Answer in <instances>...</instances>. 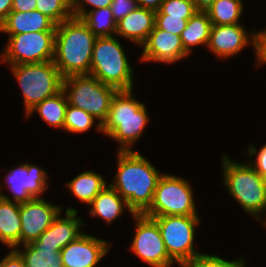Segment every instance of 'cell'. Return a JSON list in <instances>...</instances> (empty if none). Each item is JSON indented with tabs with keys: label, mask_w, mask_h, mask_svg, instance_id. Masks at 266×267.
<instances>
[{
	"label": "cell",
	"mask_w": 266,
	"mask_h": 267,
	"mask_svg": "<svg viewBox=\"0 0 266 267\" xmlns=\"http://www.w3.org/2000/svg\"><path fill=\"white\" fill-rule=\"evenodd\" d=\"M117 175L110 184L126 201L128 211L143 214L151 205L160 174L145 157L136 151L119 150Z\"/></svg>",
	"instance_id": "1"
},
{
	"label": "cell",
	"mask_w": 266,
	"mask_h": 267,
	"mask_svg": "<svg viewBox=\"0 0 266 267\" xmlns=\"http://www.w3.org/2000/svg\"><path fill=\"white\" fill-rule=\"evenodd\" d=\"M96 38L78 17L56 25L53 62L63 78L89 75Z\"/></svg>",
	"instance_id": "2"
},
{
	"label": "cell",
	"mask_w": 266,
	"mask_h": 267,
	"mask_svg": "<svg viewBox=\"0 0 266 267\" xmlns=\"http://www.w3.org/2000/svg\"><path fill=\"white\" fill-rule=\"evenodd\" d=\"M132 90H119L114 95L101 132L118 141V150L130 151L148 123L146 107L132 97Z\"/></svg>",
	"instance_id": "3"
},
{
	"label": "cell",
	"mask_w": 266,
	"mask_h": 267,
	"mask_svg": "<svg viewBox=\"0 0 266 267\" xmlns=\"http://www.w3.org/2000/svg\"><path fill=\"white\" fill-rule=\"evenodd\" d=\"M222 160L224 184L228 192L244 211L260 220V212L266 211V179L253 168L252 164L233 162L226 155Z\"/></svg>",
	"instance_id": "4"
},
{
	"label": "cell",
	"mask_w": 266,
	"mask_h": 267,
	"mask_svg": "<svg viewBox=\"0 0 266 267\" xmlns=\"http://www.w3.org/2000/svg\"><path fill=\"white\" fill-rule=\"evenodd\" d=\"M133 70L118 40L97 37L93 46L89 75L119 90H133Z\"/></svg>",
	"instance_id": "5"
},
{
	"label": "cell",
	"mask_w": 266,
	"mask_h": 267,
	"mask_svg": "<svg viewBox=\"0 0 266 267\" xmlns=\"http://www.w3.org/2000/svg\"><path fill=\"white\" fill-rule=\"evenodd\" d=\"M62 90L69 105L85 110L99 120L96 128L102 131L101 125L107 119L111 101L118 90L91 75H71L63 78Z\"/></svg>",
	"instance_id": "6"
},
{
	"label": "cell",
	"mask_w": 266,
	"mask_h": 267,
	"mask_svg": "<svg viewBox=\"0 0 266 267\" xmlns=\"http://www.w3.org/2000/svg\"><path fill=\"white\" fill-rule=\"evenodd\" d=\"M23 93L26 115L62 90L63 77L53 61L10 65Z\"/></svg>",
	"instance_id": "7"
},
{
	"label": "cell",
	"mask_w": 266,
	"mask_h": 267,
	"mask_svg": "<svg viewBox=\"0 0 266 267\" xmlns=\"http://www.w3.org/2000/svg\"><path fill=\"white\" fill-rule=\"evenodd\" d=\"M193 191L187 180L163 174L154 191L150 207L143 213L148 217L198 216Z\"/></svg>",
	"instance_id": "8"
},
{
	"label": "cell",
	"mask_w": 266,
	"mask_h": 267,
	"mask_svg": "<svg viewBox=\"0 0 266 267\" xmlns=\"http://www.w3.org/2000/svg\"><path fill=\"white\" fill-rule=\"evenodd\" d=\"M161 232L169 257L183 265L200 252L194 249L195 226L199 225L198 216H159L152 217Z\"/></svg>",
	"instance_id": "9"
},
{
	"label": "cell",
	"mask_w": 266,
	"mask_h": 267,
	"mask_svg": "<svg viewBox=\"0 0 266 267\" xmlns=\"http://www.w3.org/2000/svg\"><path fill=\"white\" fill-rule=\"evenodd\" d=\"M56 31L9 35L2 62L11 65L53 61Z\"/></svg>",
	"instance_id": "10"
},
{
	"label": "cell",
	"mask_w": 266,
	"mask_h": 267,
	"mask_svg": "<svg viewBox=\"0 0 266 267\" xmlns=\"http://www.w3.org/2000/svg\"><path fill=\"white\" fill-rule=\"evenodd\" d=\"M136 220V233L131 251L151 267H170L174 261L169 257L160 229L152 217L133 214Z\"/></svg>",
	"instance_id": "11"
},
{
	"label": "cell",
	"mask_w": 266,
	"mask_h": 267,
	"mask_svg": "<svg viewBox=\"0 0 266 267\" xmlns=\"http://www.w3.org/2000/svg\"><path fill=\"white\" fill-rule=\"evenodd\" d=\"M62 208L46 202L41 197H34L20 203L21 244L37 240L61 214Z\"/></svg>",
	"instance_id": "12"
},
{
	"label": "cell",
	"mask_w": 266,
	"mask_h": 267,
	"mask_svg": "<svg viewBox=\"0 0 266 267\" xmlns=\"http://www.w3.org/2000/svg\"><path fill=\"white\" fill-rule=\"evenodd\" d=\"M46 175V171L28 163L9 171L5 179L14 202L24 203L43 194L48 187Z\"/></svg>",
	"instance_id": "13"
},
{
	"label": "cell",
	"mask_w": 266,
	"mask_h": 267,
	"mask_svg": "<svg viewBox=\"0 0 266 267\" xmlns=\"http://www.w3.org/2000/svg\"><path fill=\"white\" fill-rule=\"evenodd\" d=\"M77 213L74 208L66 209L65 218L60 217L59 214L51 226L30 244L34 248H48L60 252L70 242L83 234L79 230L83 226V221L76 217Z\"/></svg>",
	"instance_id": "14"
},
{
	"label": "cell",
	"mask_w": 266,
	"mask_h": 267,
	"mask_svg": "<svg viewBox=\"0 0 266 267\" xmlns=\"http://www.w3.org/2000/svg\"><path fill=\"white\" fill-rule=\"evenodd\" d=\"M111 244L94 236L82 234L61 251L64 267H95Z\"/></svg>",
	"instance_id": "15"
},
{
	"label": "cell",
	"mask_w": 266,
	"mask_h": 267,
	"mask_svg": "<svg viewBox=\"0 0 266 267\" xmlns=\"http://www.w3.org/2000/svg\"><path fill=\"white\" fill-rule=\"evenodd\" d=\"M141 46L143 47L142 61L170 64L189 55L184 50L179 35L160 30L156 26Z\"/></svg>",
	"instance_id": "16"
},
{
	"label": "cell",
	"mask_w": 266,
	"mask_h": 267,
	"mask_svg": "<svg viewBox=\"0 0 266 267\" xmlns=\"http://www.w3.org/2000/svg\"><path fill=\"white\" fill-rule=\"evenodd\" d=\"M249 37L241 24L212 25L207 47L219 58H229L249 43Z\"/></svg>",
	"instance_id": "17"
},
{
	"label": "cell",
	"mask_w": 266,
	"mask_h": 267,
	"mask_svg": "<svg viewBox=\"0 0 266 267\" xmlns=\"http://www.w3.org/2000/svg\"><path fill=\"white\" fill-rule=\"evenodd\" d=\"M155 26V11L138 7L117 23L116 35L142 45Z\"/></svg>",
	"instance_id": "18"
},
{
	"label": "cell",
	"mask_w": 266,
	"mask_h": 267,
	"mask_svg": "<svg viewBox=\"0 0 266 267\" xmlns=\"http://www.w3.org/2000/svg\"><path fill=\"white\" fill-rule=\"evenodd\" d=\"M0 31L9 35L56 31V24L37 10L30 12H10L0 24Z\"/></svg>",
	"instance_id": "19"
},
{
	"label": "cell",
	"mask_w": 266,
	"mask_h": 267,
	"mask_svg": "<svg viewBox=\"0 0 266 267\" xmlns=\"http://www.w3.org/2000/svg\"><path fill=\"white\" fill-rule=\"evenodd\" d=\"M0 241L13 249L21 244L20 203L4 194L0 201Z\"/></svg>",
	"instance_id": "20"
},
{
	"label": "cell",
	"mask_w": 266,
	"mask_h": 267,
	"mask_svg": "<svg viewBox=\"0 0 266 267\" xmlns=\"http://www.w3.org/2000/svg\"><path fill=\"white\" fill-rule=\"evenodd\" d=\"M90 215L100 216L108 224L114 221L128 205L110 185L105 186L90 204Z\"/></svg>",
	"instance_id": "21"
},
{
	"label": "cell",
	"mask_w": 266,
	"mask_h": 267,
	"mask_svg": "<svg viewBox=\"0 0 266 267\" xmlns=\"http://www.w3.org/2000/svg\"><path fill=\"white\" fill-rule=\"evenodd\" d=\"M211 21L206 11H197L187 22L180 38L184 50L191 54V48L197 45L207 46L211 30Z\"/></svg>",
	"instance_id": "22"
},
{
	"label": "cell",
	"mask_w": 266,
	"mask_h": 267,
	"mask_svg": "<svg viewBox=\"0 0 266 267\" xmlns=\"http://www.w3.org/2000/svg\"><path fill=\"white\" fill-rule=\"evenodd\" d=\"M80 201L90 205L93 199L106 186L104 178L95 172L85 171L66 184Z\"/></svg>",
	"instance_id": "23"
},
{
	"label": "cell",
	"mask_w": 266,
	"mask_h": 267,
	"mask_svg": "<svg viewBox=\"0 0 266 267\" xmlns=\"http://www.w3.org/2000/svg\"><path fill=\"white\" fill-rule=\"evenodd\" d=\"M68 101L63 90L57 94L44 99L37 104L27 114L31 115L34 111H38L41 118L50 126L64 128L65 112Z\"/></svg>",
	"instance_id": "24"
},
{
	"label": "cell",
	"mask_w": 266,
	"mask_h": 267,
	"mask_svg": "<svg viewBox=\"0 0 266 267\" xmlns=\"http://www.w3.org/2000/svg\"><path fill=\"white\" fill-rule=\"evenodd\" d=\"M24 251L14 249L22 258L26 267H64L60 252L48 248H34L24 244ZM21 251V252H20Z\"/></svg>",
	"instance_id": "25"
},
{
	"label": "cell",
	"mask_w": 266,
	"mask_h": 267,
	"mask_svg": "<svg viewBox=\"0 0 266 267\" xmlns=\"http://www.w3.org/2000/svg\"><path fill=\"white\" fill-rule=\"evenodd\" d=\"M81 19L96 37H112V33L116 34L117 22L110 7L90 10Z\"/></svg>",
	"instance_id": "26"
},
{
	"label": "cell",
	"mask_w": 266,
	"mask_h": 267,
	"mask_svg": "<svg viewBox=\"0 0 266 267\" xmlns=\"http://www.w3.org/2000/svg\"><path fill=\"white\" fill-rule=\"evenodd\" d=\"M243 5L241 0H216L206 11L212 25L239 24Z\"/></svg>",
	"instance_id": "27"
},
{
	"label": "cell",
	"mask_w": 266,
	"mask_h": 267,
	"mask_svg": "<svg viewBox=\"0 0 266 267\" xmlns=\"http://www.w3.org/2000/svg\"><path fill=\"white\" fill-rule=\"evenodd\" d=\"M36 10L46 15L56 25L71 18L70 0H36Z\"/></svg>",
	"instance_id": "28"
},
{
	"label": "cell",
	"mask_w": 266,
	"mask_h": 267,
	"mask_svg": "<svg viewBox=\"0 0 266 267\" xmlns=\"http://www.w3.org/2000/svg\"><path fill=\"white\" fill-rule=\"evenodd\" d=\"M95 119L85 110L68 104L65 112L64 129L69 133L86 132L93 126Z\"/></svg>",
	"instance_id": "29"
},
{
	"label": "cell",
	"mask_w": 266,
	"mask_h": 267,
	"mask_svg": "<svg viewBox=\"0 0 266 267\" xmlns=\"http://www.w3.org/2000/svg\"><path fill=\"white\" fill-rule=\"evenodd\" d=\"M197 12L192 0H164L155 15H168L190 19Z\"/></svg>",
	"instance_id": "30"
},
{
	"label": "cell",
	"mask_w": 266,
	"mask_h": 267,
	"mask_svg": "<svg viewBox=\"0 0 266 267\" xmlns=\"http://www.w3.org/2000/svg\"><path fill=\"white\" fill-rule=\"evenodd\" d=\"M244 261L243 259L227 261L217 255L199 253L181 267H241Z\"/></svg>",
	"instance_id": "31"
},
{
	"label": "cell",
	"mask_w": 266,
	"mask_h": 267,
	"mask_svg": "<svg viewBox=\"0 0 266 267\" xmlns=\"http://www.w3.org/2000/svg\"><path fill=\"white\" fill-rule=\"evenodd\" d=\"M188 20L175 16L155 15V26L160 30L180 36L181 32L186 28Z\"/></svg>",
	"instance_id": "32"
},
{
	"label": "cell",
	"mask_w": 266,
	"mask_h": 267,
	"mask_svg": "<svg viewBox=\"0 0 266 267\" xmlns=\"http://www.w3.org/2000/svg\"><path fill=\"white\" fill-rule=\"evenodd\" d=\"M136 8H138L136 0H112L110 4L112 15L117 23Z\"/></svg>",
	"instance_id": "33"
},
{
	"label": "cell",
	"mask_w": 266,
	"mask_h": 267,
	"mask_svg": "<svg viewBox=\"0 0 266 267\" xmlns=\"http://www.w3.org/2000/svg\"><path fill=\"white\" fill-rule=\"evenodd\" d=\"M95 9L110 7L112 0H83ZM71 12L74 17L81 18L87 11L80 0H70Z\"/></svg>",
	"instance_id": "34"
},
{
	"label": "cell",
	"mask_w": 266,
	"mask_h": 267,
	"mask_svg": "<svg viewBox=\"0 0 266 267\" xmlns=\"http://www.w3.org/2000/svg\"><path fill=\"white\" fill-rule=\"evenodd\" d=\"M251 35L250 41L252 40L251 42L255 48L258 63L266 64V30H261L259 33L255 32Z\"/></svg>",
	"instance_id": "35"
},
{
	"label": "cell",
	"mask_w": 266,
	"mask_h": 267,
	"mask_svg": "<svg viewBox=\"0 0 266 267\" xmlns=\"http://www.w3.org/2000/svg\"><path fill=\"white\" fill-rule=\"evenodd\" d=\"M249 156L257 154L256 161L253 162V168L264 178L266 179V144L260 148L259 153L254 146L249 147Z\"/></svg>",
	"instance_id": "36"
},
{
	"label": "cell",
	"mask_w": 266,
	"mask_h": 267,
	"mask_svg": "<svg viewBox=\"0 0 266 267\" xmlns=\"http://www.w3.org/2000/svg\"><path fill=\"white\" fill-rule=\"evenodd\" d=\"M0 267H26L21 256L13 249L0 261Z\"/></svg>",
	"instance_id": "37"
},
{
	"label": "cell",
	"mask_w": 266,
	"mask_h": 267,
	"mask_svg": "<svg viewBox=\"0 0 266 267\" xmlns=\"http://www.w3.org/2000/svg\"><path fill=\"white\" fill-rule=\"evenodd\" d=\"M36 0H13L11 12H30L36 10Z\"/></svg>",
	"instance_id": "38"
},
{
	"label": "cell",
	"mask_w": 266,
	"mask_h": 267,
	"mask_svg": "<svg viewBox=\"0 0 266 267\" xmlns=\"http://www.w3.org/2000/svg\"><path fill=\"white\" fill-rule=\"evenodd\" d=\"M138 7L158 11L164 0H136Z\"/></svg>",
	"instance_id": "39"
},
{
	"label": "cell",
	"mask_w": 266,
	"mask_h": 267,
	"mask_svg": "<svg viewBox=\"0 0 266 267\" xmlns=\"http://www.w3.org/2000/svg\"><path fill=\"white\" fill-rule=\"evenodd\" d=\"M13 0H0V24L6 19L12 10Z\"/></svg>",
	"instance_id": "40"
},
{
	"label": "cell",
	"mask_w": 266,
	"mask_h": 267,
	"mask_svg": "<svg viewBox=\"0 0 266 267\" xmlns=\"http://www.w3.org/2000/svg\"><path fill=\"white\" fill-rule=\"evenodd\" d=\"M197 11H207L216 0H192Z\"/></svg>",
	"instance_id": "41"
},
{
	"label": "cell",
	"mask_w": 266,
	"mask_h": 267,
	"mask_svg": "<svg viewBox=\"0 0 266 267\" xmlns=\"http://www.w3.org/2000/svg\"><path fill=\"white\" fill-rule=\"evenodd\" d=\"M1 189V187H0ZM1 191V190H0ZM3 199V194L0 192V201Z\"/></svg>",
	"instance_id": "42"
}]
</instances>
